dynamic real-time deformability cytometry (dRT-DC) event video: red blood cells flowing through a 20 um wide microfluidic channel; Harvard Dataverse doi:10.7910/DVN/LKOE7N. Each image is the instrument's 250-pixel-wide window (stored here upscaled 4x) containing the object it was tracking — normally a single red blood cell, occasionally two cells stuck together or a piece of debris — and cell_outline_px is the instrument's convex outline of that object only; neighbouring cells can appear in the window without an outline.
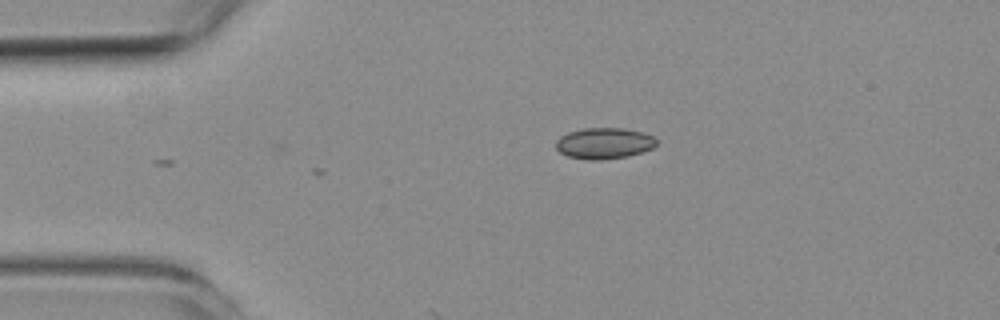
{"species": "common noctule bat (a hibernating species)", "species_latin": "Nyctalus noctula", "temperature_condition": "room temperature", "stored_images_in_passage": 2, "camera_frame_rate_fps": 3000, "um_per_image_px": 0.085, "animal": {"sex": "female", "body_mass_g": 19.3, "forearm_length_mm": 54.1}, "frame": {"image": 1, "passage_image": 2, "time_ms": 0.333, "image_size_px": [1000, 320], "cell_outline_px": [[656, 144], [652, 148], [628, 156], [600, 160], [588, 160], [568, 156], [560, 152], [556, 148], [556, 140], [560, 136], [568, 132], [584, 128], [624, 128], [644, 132], [652, 136], [656, 140]], "centroid_in_image_um": [51.33, 12.17], "position_along_channel_um": 33.7, "area_um2": 18.21}}